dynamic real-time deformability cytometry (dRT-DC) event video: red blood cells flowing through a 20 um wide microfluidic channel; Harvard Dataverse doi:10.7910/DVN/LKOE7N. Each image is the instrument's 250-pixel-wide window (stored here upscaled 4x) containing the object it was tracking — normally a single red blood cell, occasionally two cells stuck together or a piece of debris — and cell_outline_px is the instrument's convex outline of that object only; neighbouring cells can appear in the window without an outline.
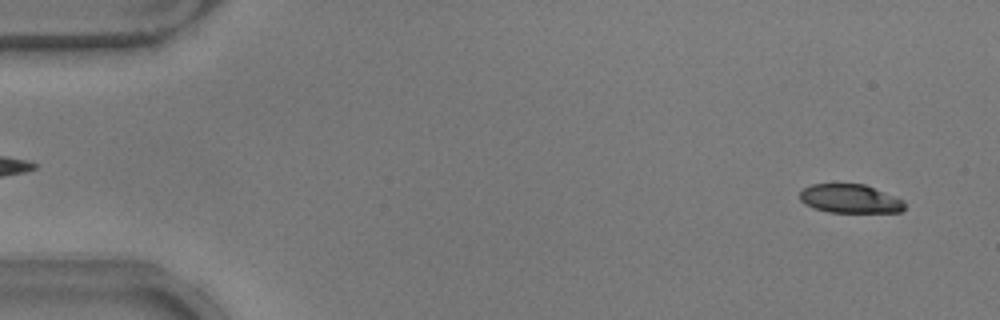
{"species": "common noctule bat (a hibernating species)", "species_latin": "Nyctalus noctula", "temperature_condition": "warm", "stored_images_in_passage": 52, "camera_frame_rate_fps": 3000, "um_per_image_px": 0.085, "animal": {"sex": "male", "body_mass_g": 17.9}, "frame": {"image": 1, "passage_image": 3, "time_ms": 0.667, "image_size_px": [1000, 320], "cell_outline_px": [[904, 208], [900, 212], [828, 212], [804, 204], [800, 200], [800, 192], [804, 188], [812, 184], [864, 184], [896, 196], [904, 200]], "centroid_in_image_um": [72.26, 16.89], "position_along_channel_um": 12.7, "area_um2": 17.51}}
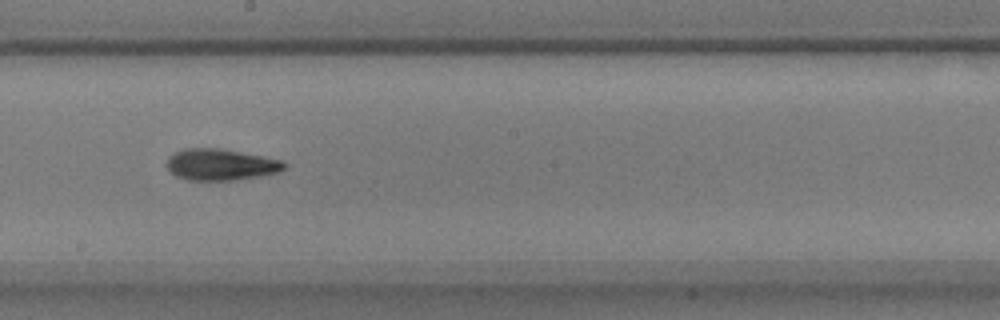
{"frame": {"image": 2, "passage_image": 29, "time_ms": 9.333, "image_size_px": [1000, 320], "cell_outline_px": [[288, 164], [280, 172], [260, 176], [232, 180], [188, 180], [176, 176], [164, 164], [168, 156], [184, 148], [220, 148], [264, 156], [284, 160]], "centroid_in_image_um": [18.78, 13.98], "position_along_channel_um": 229.4, "area_um2": 21.73}}
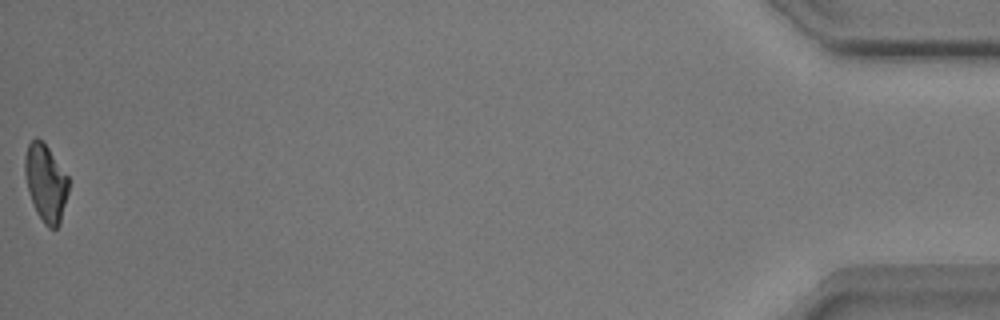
{"frame": {"image": 3, "passage_image": 52, "time_ms": 17.0, "image_size_px": [1000, 320], "cell_outline_px": [[68, 192], [60, 224], [56, 228], [48, 228], [44, 224], [36, 212], [28, 188], [24, 172], [24, 156], [28, 144], [36, 136], [48, 148], [68, 176]], "centroid_in_image_um": [3.88, 15.55], "position_along_channel_um": 431.3, "area_um2": 19.48}, "authors_computed_cell_mechanics": {"area_um2": 20.4901, "velocity_mm_per_s": 3.887, "shape_relaxation_time_tau1_ms": 5.9592, "shape_relaxation_time_tau2_ms": 3.7835, "deformation_change_tau1": 0.1839, "deformation_change_tau2": 0.1245}}